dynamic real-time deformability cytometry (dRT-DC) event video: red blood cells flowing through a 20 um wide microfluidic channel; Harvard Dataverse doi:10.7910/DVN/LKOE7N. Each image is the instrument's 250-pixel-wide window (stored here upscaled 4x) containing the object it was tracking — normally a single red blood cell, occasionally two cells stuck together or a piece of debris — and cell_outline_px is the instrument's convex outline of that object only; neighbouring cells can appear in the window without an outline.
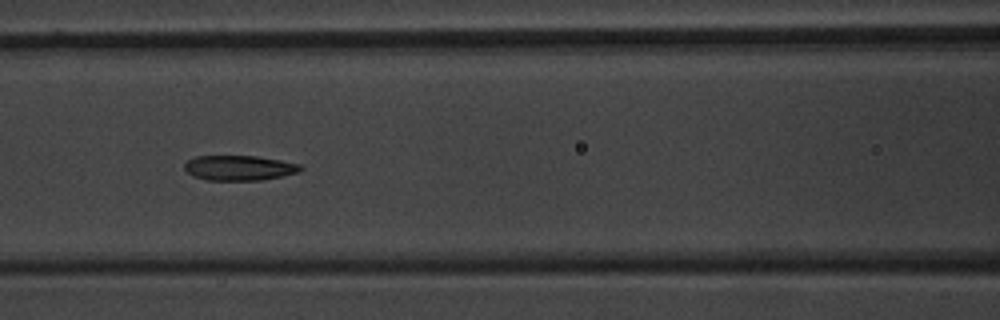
{"species": "common noctule bat (a hibernating species)", "species_latin": "Nyctalus noctula", "temperature_condition": "warm", "stored_images_in_passage": 53, "camera_frame_rate_fps": 3000, "um_per_image_px": 0.085, "animal": {"sex": "male", "body_mass_g": 20.1, "forearm_length_mm": 53.5}, "frame": {"image": 1, "passage_image": 23, "time_ms": 7.333, "image_size_px": [1000, 320], "cell_outline_px": [[304, 168], [300, 172], [260, 180], [208, 180], [192, 176], [184, 168], [184, 164], [188, 160], [196, 156], [256, 156], [280, 160], [300, 164]], "centroid_in_image_um": [20.34, 14.27], "position_along_channel_um": 146.3, "area_um2": 16.88}}
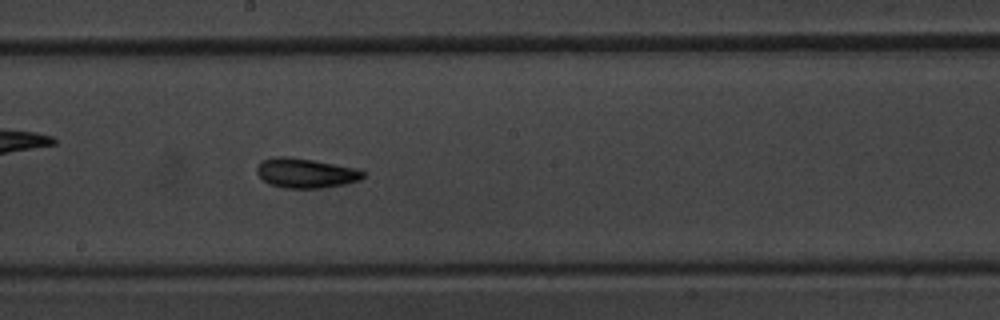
{"frame": {"image": 2, "passage_image": 29, "time_ms": 9.333, "image_size_px": [1000, 320], "cell_outline_px": [[364, 176], [360, 180], [344, 184], [320, 188], [284, 188], [268, 184], [256, 172], [256, 168], [260, 160], [272, 156], [288, 156], [360, 168], [364, 172]], "centroid_in_image_um": [25.96, 14.7], "position_along_channel_um": 222.2, "area_um2": 18.61}}
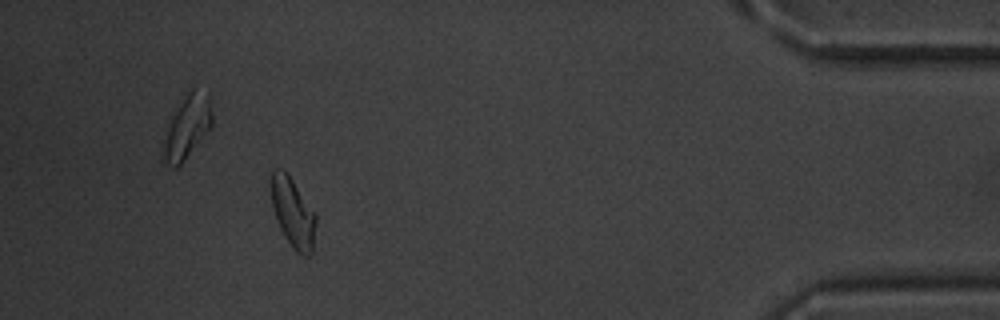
{"frame": {"image": 3, "passage_image": 48, "time_ms": 15.667, "image_size_px": [1000, 320], "cell_outline_px": [[316, 224], [312, 252], [308, 256], [304, 256], [296, 252], [292, 248], [284, 236], [280, 228], [272, 208], [268, 188], [272, 172], [276, 168], [280, 168], [288, 172], [316, 212]], "centroid_in_image_um": [24.87, 18.02], "position_along_channel_um": 410.3, "area_um2": 18.9}, "authors_computed_cell_mechanics": {"area_um2": 18.1492, "velocity_mm_per_s": 3.8064, "shape_relaxation_time_tau1_ms": 3.9017, "shape_relaxation_time_tau2_ms": 3.2343, "deformation_change_tau1": 0.1203, "deformation_change_tau2": 0.0961}}